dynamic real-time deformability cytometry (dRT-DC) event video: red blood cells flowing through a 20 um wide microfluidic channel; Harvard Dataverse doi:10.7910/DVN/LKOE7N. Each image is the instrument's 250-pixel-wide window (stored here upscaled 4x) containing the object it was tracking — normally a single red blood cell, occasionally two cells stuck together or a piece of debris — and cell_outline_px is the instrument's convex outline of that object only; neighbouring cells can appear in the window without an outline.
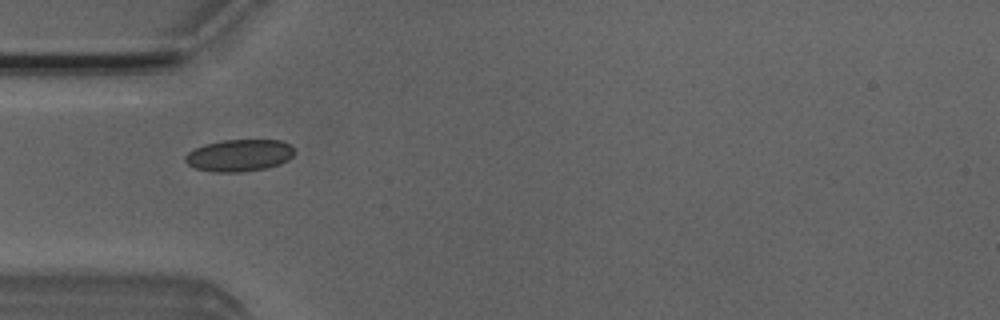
{"species": "Egyptian fruit bat (a non-hibernating species)", "species_latin": "Rousettus aegyptiacus", "temperature_condition": "room temperature", "stored_images_in_passage": 36, "camera_frame_rate_fps": 3000, "um_per_image_px": 0.085, "animal": {"sex": "male"}, "frame": {"image": 1, "passage_image": 1, "time_ms": 0.0, "image_size_px": [1000, 320], "cell_outline_px": [[296, 152], [288, 160], [280, 164], [264, 168], [240, 172], [216, 172], [196, 168], [188, 164], [184, 160], [184, 156], [188, 152], [204, 144], [224, 140], [284, 140], [292, 144]], "centroid_in_image_um": [20.38, 13.19], "position_along_channel_um": 64.6, "area_um2": 20.46}}
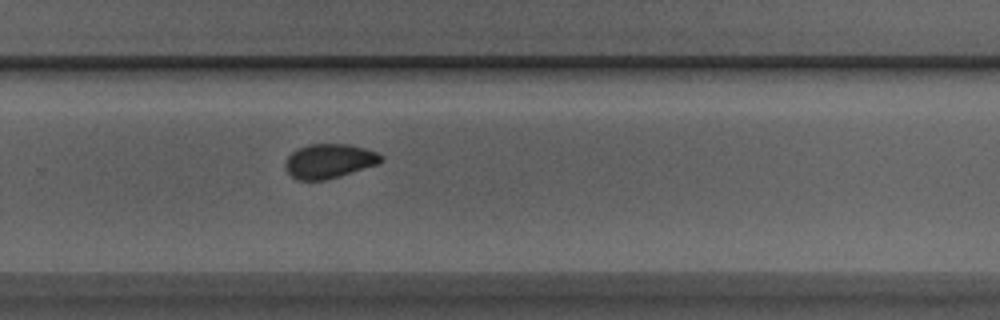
{"frame": {"image": 2, "passage_image": 19, "time_ms": 6.0, "image_size_px": [1000, 320], "cell_outline_px": [[384, 160], [380, 164], [340, 176], [324, 180], [296, 180], [284, 168], [284, 164], [288, 156], [292, 152], [308, 144], [348, 144], [364, 148], [376, 152], [384, 156]], "centroid_in_image_um": [28.0, 13.69], "position_along_channel_um": 301.8, "area_um2": 19.31}}
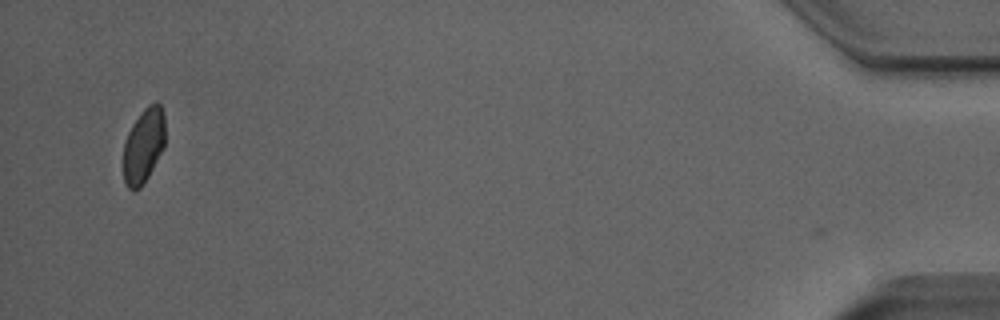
{"frame": {"image": 3, "passage_image": 35, "time_ms": 11.333, "image_size_px": [1000, 320], "cell_outline_px": [[164, 148], [148, 176], [140, 188], [128, 188], [124, 184], [124, 140], [132, 124], [140, 112], [148, 104], [156, 100], [160, 104], [164, 112]], "centroid_in_image_um": [12.21, 12.32], "position_along_channel_um": 423.0, "area_um2": 18.26}, "authors_computed_cell_mechanics": {"area_um2": 19.4497, "velocity_mm_per_s": 3.959, "shape_relaxation_time_tau1_ms": 9.4824, "shape_relaxation_time_tau2_ms": 1.5889, "deformation_change_tau1": 0.1514, "deformation_change_tau2": 0.0515}}